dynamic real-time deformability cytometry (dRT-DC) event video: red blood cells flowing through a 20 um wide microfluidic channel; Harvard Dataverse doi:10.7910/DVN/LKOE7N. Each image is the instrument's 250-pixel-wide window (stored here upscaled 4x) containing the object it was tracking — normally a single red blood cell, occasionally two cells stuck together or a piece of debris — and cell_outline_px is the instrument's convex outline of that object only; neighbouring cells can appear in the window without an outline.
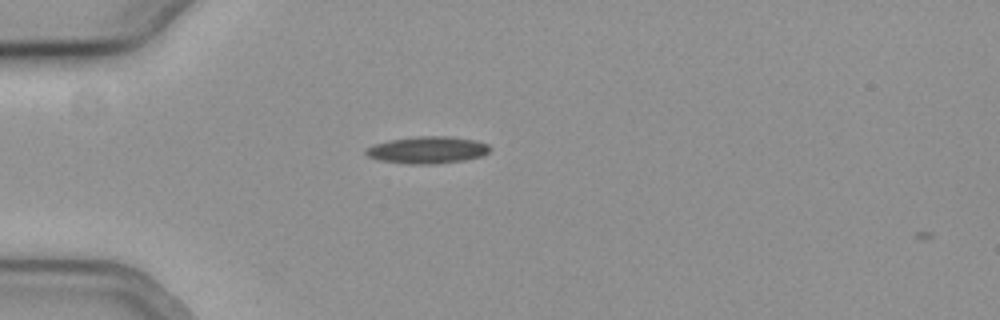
{"species": "common noctule bat (a hibernating species)", "species_latin": "Nyctalus noctula", "temperature_condition": "cold", "stored_images_in_passage": 2, "camera_frame_rate_fps": 3000, "um_per_image_px": 0.085, "animal": {"sex": "female", "body_mass_g": 19.3, "forearm_length_mm": 54.1}, "frame": {"image": 1, "passage_image": 1, "time_ms": 0.0, "image_size_px": [1000, 320], "cell_outline_px": [[488, 152], [480, 156], [464, 160], [436, 164], [408, 164], [380, 160], [368, 156], [364, 152], [368, 148], [376, 144], [392, 140], [420, 136], [448, 136], [472, 140], [488, 144]], "centroid_in_image_um": [36.33, 12.76], "position_along_channel_um": 48.7, "area_um2": 19.07}}